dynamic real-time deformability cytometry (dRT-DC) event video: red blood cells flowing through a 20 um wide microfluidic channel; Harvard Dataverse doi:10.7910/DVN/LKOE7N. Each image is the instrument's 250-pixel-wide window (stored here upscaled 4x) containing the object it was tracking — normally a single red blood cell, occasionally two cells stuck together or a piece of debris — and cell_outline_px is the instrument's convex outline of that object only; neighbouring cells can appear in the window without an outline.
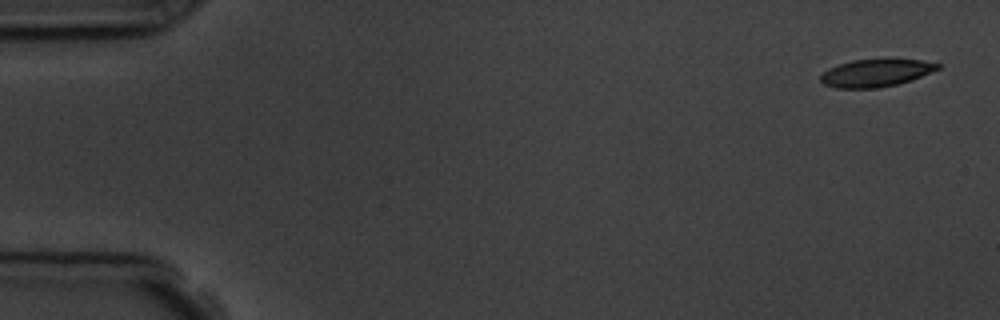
{"species": "common noctule bat (a hibernating species)", "species_latin": "Nyctalus noctula", "temperature_condition": "room temperature", "stored_images_in_passage": 4, "camera_frame_rate_fps": 3000, "um_per_image_px": 0.085, "animal": {"sex": "male", "body_mass_g": 19.5, "forearm_length_mm": 54.6}, "frame": {"image": 1, "passage_image": 1, "time_ms": 0.0, "image_size_px": [1000, 320], "cell_outline_px": [[940, 68], [912, 80], [896, 84], [876, 88], [836, 88], [824, 84], [820, 80], [820, 76], [828, 68], [852, 60], [888, 56], [920, 60], [940, 64]], "centroid_in_image_um": [74.47, 6.15], "position_along_channel_um": 10.5, "area_um2": 19.42}}
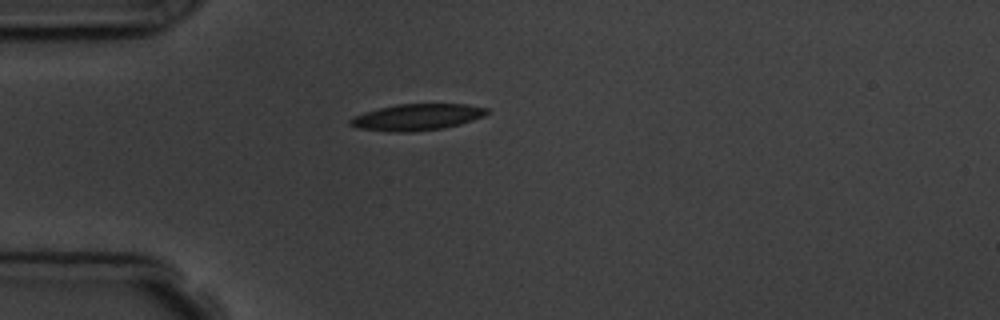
{"frame": {"image": 2, "passage_image": 4, "time_ms": 4.333, "image_size_px": [1000, 320], "cell_outline_px": [[488, 112], [484, 116], [460, 124], [444, 128], [408, 132], [392, 132], [356, 128], [348, 124], [348, 120], [364, 112], [396, 104], [468, 104], [488, 108]], "centroid_in_image_um": [35.43, 9.96], "position_along_channel_um": 49.6, "area_um2": 21.04}}